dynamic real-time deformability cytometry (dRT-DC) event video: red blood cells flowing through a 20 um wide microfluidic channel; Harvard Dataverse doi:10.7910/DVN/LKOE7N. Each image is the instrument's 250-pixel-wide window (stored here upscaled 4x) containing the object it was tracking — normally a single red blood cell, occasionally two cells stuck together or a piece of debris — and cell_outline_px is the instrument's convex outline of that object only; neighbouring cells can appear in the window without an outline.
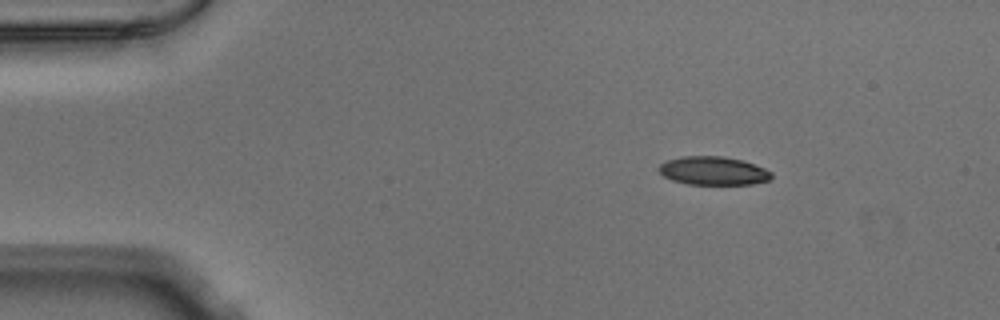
{"species": "Egyptian fruit bat (a non-hibernating species)", "species_latin": "Rousettus aegyptiacus", "temperature_condition": "warm", "stored_images_in_passage": 45, "camera_frame_rate_fps": 3000, "um_per_image_px": 0.085, "animal": {"sex": "male"}, "frame": {"image": 1, "passage_image": 1, "time_ms": 0.0, "image_size_px": [1000, 320], "cell_outline_px": [[772, 176], [768, 180], [752, 184], [688, 184], [672, 180], [664, 176], [656, 168], [660, 164], [668, 160], [680, 156], [720, 156], [744, 160], [764, 168], [772, 172]], "centroid_in_image_um": [60.61, 14.51], "position_along_channel_um": 24.4, "area_um2": 18.67}}
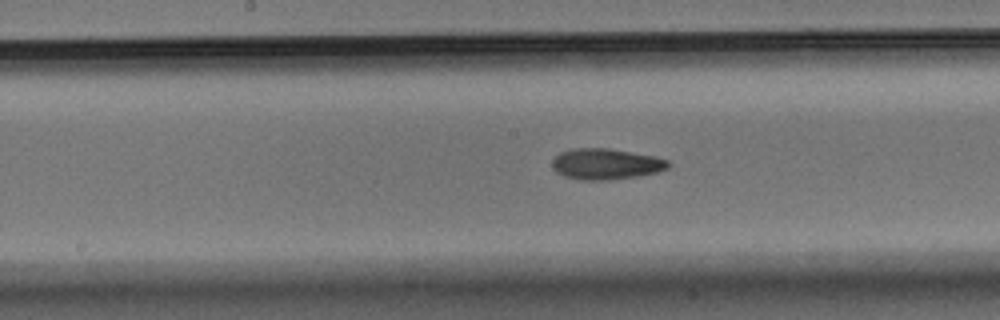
{"frame": {"image": 2, "passage_image": 20, "time_ms": 6.333, "image_size_px": [1000, 320], "cell_outline_px": [[672, 164], [668, 168], [660, 172], [636, 176], [608, 180], [580, 180], [564, 176], [556, 172], [552, 168], [552, 160], [560, 152], [572, 148], [608, 148], [652, 156], [668, 160]], "centroid_in_image_um": [51.49, 13.94], "position_along_channel_um": 196.7, "area_um2": 20.98}}
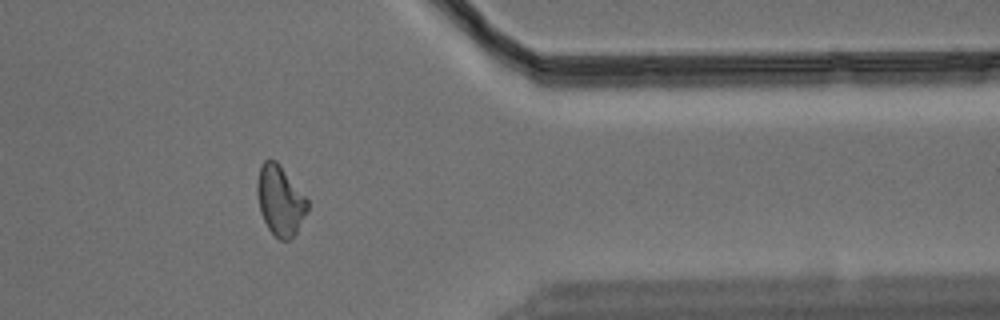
{"frame": {"image": 3, "passage_image": 36, "time_ms": 11.667, "image_size_px": [1000, 320], "cell_outline_px": [[308, 208], [296, 232], [288, 240], [280, 240], [268, 228], [260, 212], [256, 192], [256, 180], [260, 164], [264, 160], [276, 160], [280, 164], [308, 200]], "centroid_in_image_um": [23.78, 17.0], "position_along_channel_um": 387.6, "area_um2": 20.4}}